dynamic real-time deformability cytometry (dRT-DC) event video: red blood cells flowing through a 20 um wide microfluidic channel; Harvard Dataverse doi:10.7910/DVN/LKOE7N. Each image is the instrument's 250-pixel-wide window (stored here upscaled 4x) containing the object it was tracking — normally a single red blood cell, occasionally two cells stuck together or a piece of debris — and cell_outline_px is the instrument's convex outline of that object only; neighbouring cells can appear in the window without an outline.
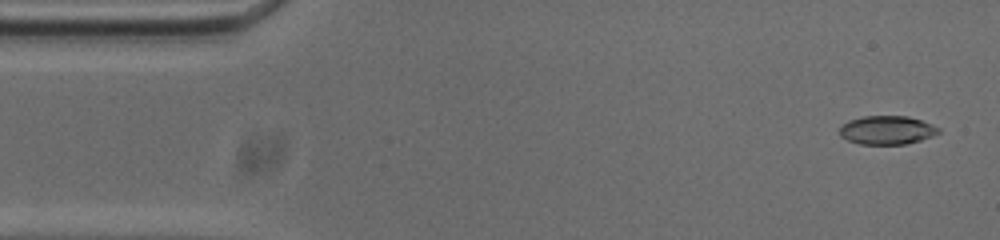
{"species": "common noctule bat (a hibernating species)", "species_latin": "Nyctalus noctula", "temperature_condition": "cold", "stored_images_in_passage": 53, "camera_frame_rate_fps": 3000, "um_per_image_px": 0.085, "animal": {"sex": "male", "body_mass_g": 20.0, "forearm_length_mm": 53.3}, "frame": {"image": 1, "passage_image": 2, "time_ms": 0.333, "image_size_px": [1000, 240], "cell_outline_px": [[940, 132], [932, 136], [920, 140], [904, 144], [860, 144], [848, 140], [840, 136], [840, 128], [848, 120], [864, 116], [908, 116], [932, 124], [940, 128]], "centroid_in_image_um": [75.4, 11.05], "position_along_channel_um": 9.6, "area_um2": 16.42}}
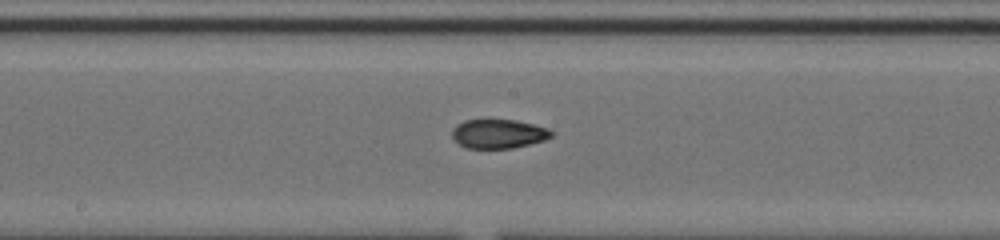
{"frame": {"image": 2, "passage_image": 26, "time_ms": 8.333, "image_size_px": [1000, 240], "cell_outline_px": [[552, 136], [544, 140], [512, 148], [464, 148], [452, 136], [452, 128], [456, 124], [464, 120], [516, 120], [548, 128], [552, 132]], "centroid_in_image_um": [42.34, 11.37], "position_along_channel_um": 205.9, "area_um2": 16.7}}
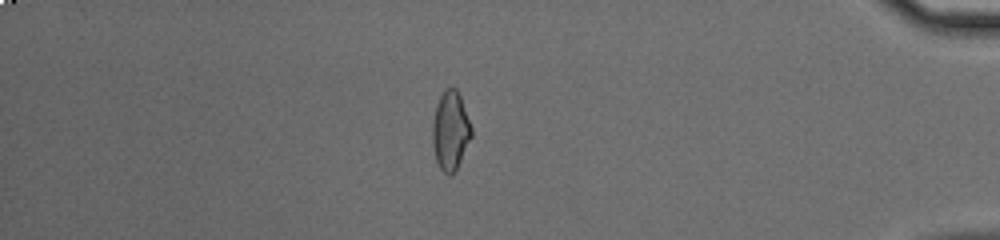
{"frame": {"image": 3, "passage_image": 45, "time_ms": 14.667, "image_size_px": [1000, 240], "cell_outline_px": [[472, 136], [452, 176], [448, 176], [440, 168], [436, 160], [432, 144], [432, 120], [436, 104], [440, 96], [448, 88], [456, 88], [460, 96], [472, 128]], "centroid_in_image_um": [38.27, 11.12], "position_along_channel_um": 396.9, "area_um2": 17.8}, "authors_computed_cell_mechanics": {"area_um2": 17.2822, "velocity_mm_per_s": 3.745, "shape_relaxation_time_tau1_ms": null, "shape_relaxation_time_tau2_ms": 2.5616, "deformation_change_tau1": null, "deformation_change_tau2": 0.0777}}